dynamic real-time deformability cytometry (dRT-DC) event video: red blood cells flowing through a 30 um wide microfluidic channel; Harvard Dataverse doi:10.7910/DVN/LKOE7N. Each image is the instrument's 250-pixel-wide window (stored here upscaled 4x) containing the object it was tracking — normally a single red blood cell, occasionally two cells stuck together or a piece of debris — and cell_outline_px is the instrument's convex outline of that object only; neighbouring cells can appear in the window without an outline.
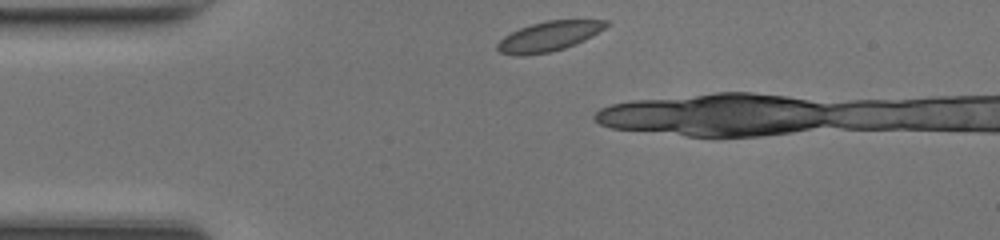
{"species": "common noctule bat (a hibernating species)", "species_latin": "Nyctalus noctula", "temperature_condition": "room temperature", "stored_images_in_passage": 7, "camera_frame_rate_fps": 3000, "um_per_image_px": 0.085, "animal": {"sex": "female", "body_mass_g": 17.0, "forearm_length_mm": 48.0}, "frame": {"image": 1, "passage_image": 1, "time_ms": 0.0, "image_size_px": [1000, 240], "cell_outline_px": [[612, 24], [592, 36], [576, 44], [564, 48], [548, 52], [516, 56], [500, 52], [496, 48], [496, 44], [504, 36], [520, 28], [532, 24], [548, 20], [608, 20]], "centroid_in_image_um": [46.68, 3.08], "position_along_channel_um": 38.3, "area_um2": 18.79}}
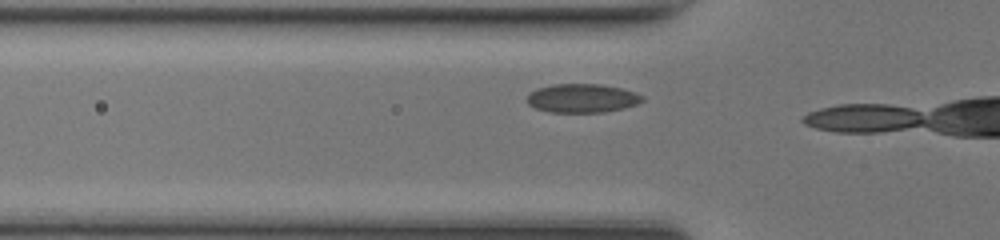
{"frame": {"image": 2, "passage_image": 6, "time_ms": 1.667, "image_size_px": [1000, 240], "cell_outline_px": [[644, 100], [636, 104], [624, 108], [604, 112], [548, 112], [536, 108], [528, 104], [528, 96], [536, 88], [552, 84], [600, 84], [620, 88], [636, 92], [644, 96]], "centroid_in_image_um": [49.5, 8.34], "position_along_channel_um": 76.3, "area_um2": 19.31}}